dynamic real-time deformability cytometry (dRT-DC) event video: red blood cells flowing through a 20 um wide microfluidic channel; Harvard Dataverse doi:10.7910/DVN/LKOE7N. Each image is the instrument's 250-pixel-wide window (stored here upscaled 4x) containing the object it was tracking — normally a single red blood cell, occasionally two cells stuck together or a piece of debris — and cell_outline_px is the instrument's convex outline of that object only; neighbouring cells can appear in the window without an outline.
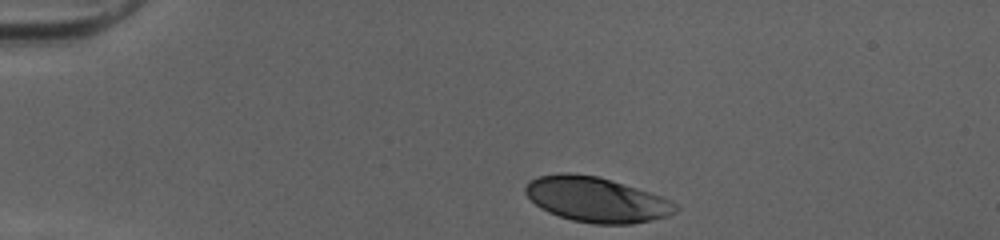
{"species": "human", "species_latin": "Homo sapiens", "temperature_condition": "cold", "stored_images_in_passage": 33, "camera_frame_rate_fps": 3000, "um_per_image_px": 0.085, "donor": {"sex": "female"}, "frame": {"image": 1, "passage_image": 1, "time_ms": 0.0, "image_size_px": [1000, 240], "cell_outline_px": [[680, 208], [676, 212], [668, 216], [652, 220], [632, 224], [592, 224], [572, 220], [548, 212], [540, 208], [524, 192], [524, 188], [528, 180], [536, 176], [560, 172], [568, 172], [600, 176], [672, 200]], "centroid_in_image_um": [50.67, 16.95], "position_along_channel_um": 34.3, "area_um2": 39.71}}
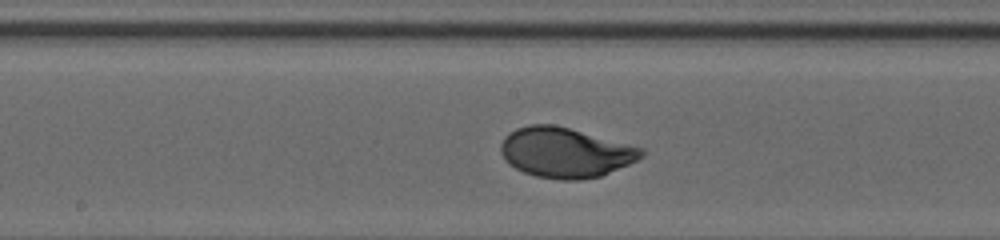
{"frame": {"image": 2, "passage_image": 18, "time_ms": 5.667, "image_size_px": [1000, 240], "cell_outline_px": [[644, 156], [628, 164], [600, 176], [580, 180], [560, 180], [536, 176], [524, 172], [508, 164], [504, 160], [500, 152], [500, 144], [504, 136], [508, 132], [516, 128], [528, 124], [556, 124], [644, 148]], "centroid_in_image_um": [48.01, 12.95], "position_along_channel_um": 200.2, "area_um2": 41.27}}
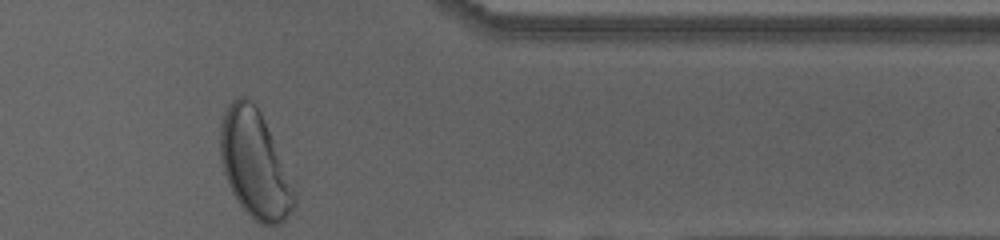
{"frame": {"image": 3, "passage_image": 33, "time_ms": 10.667, "image_size_px": [1000, 240], "cell_outline_px": [[296, 204], [284, 220], [280, 224], [260, 224], [240, 204], [232, 192], [228, 184], [220, 160], [220, 124], [224, 112], [228, 104], [232, 100], [240, 96], [244, 96], [252, 100], [260, 112], [296, 196]], "centroid_in_image_um": [21.6, 13.94], "position_along_channel_um": 389.8, "area_um2": 45.14}, "authors_computed_cell_mechanics": {"area_um2": 39.9976, "velocity_mm_per_s": 4.0217, "shape_relaxation_time_tau1_ms": 2.6524, "shape_relaxation_time_tau2_ms": null, "deformation_change_tau1": 0.1636, "deformation_change_tau2": null}}